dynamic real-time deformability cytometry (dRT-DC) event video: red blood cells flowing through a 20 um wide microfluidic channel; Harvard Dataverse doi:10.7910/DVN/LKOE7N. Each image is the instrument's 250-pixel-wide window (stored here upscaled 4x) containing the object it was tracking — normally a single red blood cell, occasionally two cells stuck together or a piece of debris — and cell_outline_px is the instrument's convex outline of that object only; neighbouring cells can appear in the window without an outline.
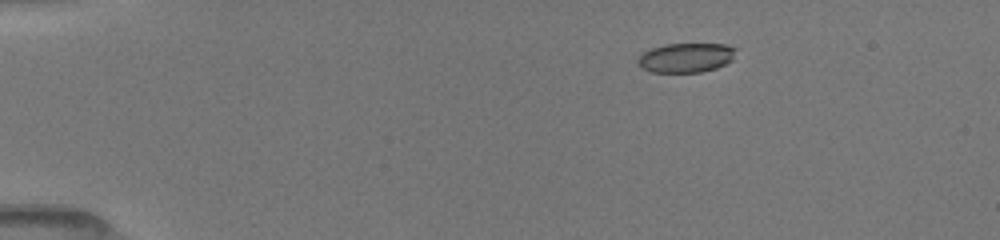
{"species": "common noctule bat (a hibernating species)", "species_latin": "Nyctalus noctula", "temperature_condition": "room temperature", "stored_images_in_passage": 21, "camera_frame_rate_fps": 3000, "um_per_image_px": 0.085, "animal": {"sex": "female", "body_mass_g": 19.5, "forearm_length_mm": 54.1}, "frame": {"image": 1, "passage_image": 3, "time_ms": 2.333, "image_size_px": [1000, 240], "cell_outline_px": [[736, 48], [732, 60], [716, 68], [700, 72], [652, 72], [640, 68], [636, 60], [644, 52], [652, 48], [664, 44], [728, 44]], "centroid_in_image_um": [58.29, 4.9], "position_along_channel_um": 26.7, "area_um2": 16.82}}
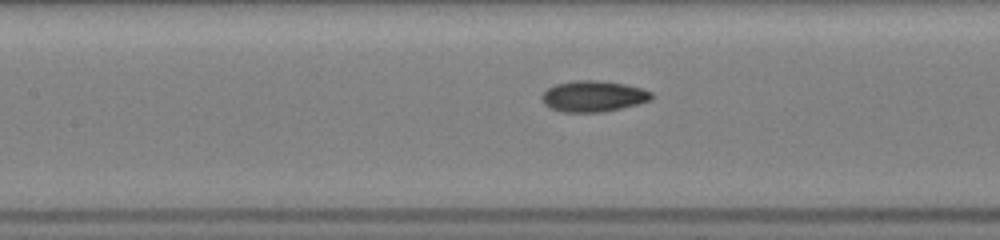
{"frame": {"image": 2, "passage_image": 13, "time_ms": 7.667, "image_size_px": [1000, 240], "cell_outline_px": [[652, 100], [604, 112], [560, 112], [548, 108], [544, 104], [540, 96], [548, 88], [556, 84], [572, 80], [596, 80], [624, 84], [640, 88], [652, 92]], "centroid_in_image_um": [50.38, 8.19], "position_along_channel_um": 157.0, "area_um2": 19.88}}
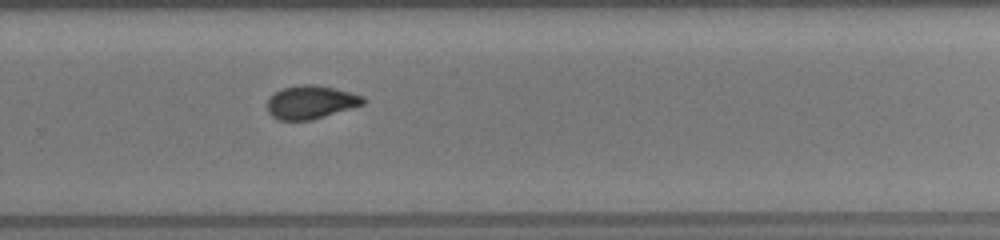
{"frame": {"image": 3, "passage_image": 21, "time_ms": 11.333, "image_size_px": [1000, 240], "cell_outline_px": [[368, 100], [364, 104], [352, 108], [312, 120], [276, 120], [268, 112], [268, 100], [276, 92], [284, 88], [304, 84], [316, 84], [364, 96]], "centroid_in_image_um": [26.45, 8.7], "position_along_channel_um": 303.4, "area_um2": 18.5}}